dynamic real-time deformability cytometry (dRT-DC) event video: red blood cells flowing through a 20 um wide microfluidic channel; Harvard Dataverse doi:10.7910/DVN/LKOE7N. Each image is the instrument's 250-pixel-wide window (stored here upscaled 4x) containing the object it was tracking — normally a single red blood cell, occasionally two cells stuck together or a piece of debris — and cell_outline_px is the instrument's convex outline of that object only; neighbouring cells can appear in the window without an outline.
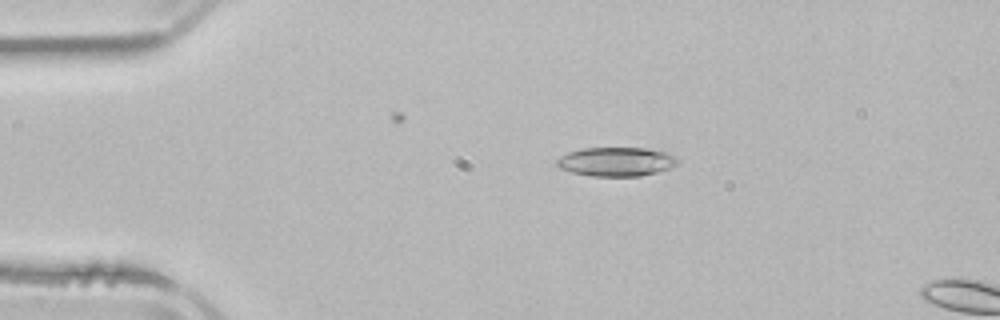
{"species": "common noctule bat (a hibernating species)", "species_latin": "Nyctalus noctula", "temperature_condition": "room temperature", "stored_images_in_passage": 2, "camera_frame_rate_fps": 3000, "um_per_image_px": 0.085, "animal": {"sex": "male", "body_mass_g": 21.5, "forearm_length_mm": 52.0}, "frame": {"image": 1, "passage_image": 1, "time_ms": 0.0, "image_size_px": [1000, 320], "cell_outline_px": [[680, 160], [672, 168], [640, 176], [592, 176], [572, 172], [560, 168], [556, 164], [556, 160], [560, 156], [568, 152], [584, 148], [660, 148], [668, 152]], "centroid_in_image_um": [52.44, 13.73], "position_along_channel_um": 32.6, "area_um2": 20.69}}